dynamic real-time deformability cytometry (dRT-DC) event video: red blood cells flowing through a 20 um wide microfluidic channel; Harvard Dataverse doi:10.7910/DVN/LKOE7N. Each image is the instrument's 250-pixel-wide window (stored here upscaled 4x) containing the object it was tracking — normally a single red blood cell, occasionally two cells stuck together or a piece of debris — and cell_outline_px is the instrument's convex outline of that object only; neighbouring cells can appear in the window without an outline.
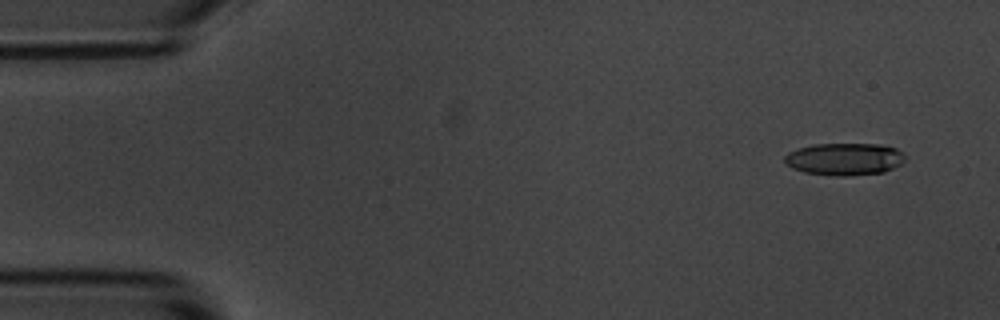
{"species": "common noctule bat (a hibernating species)", "species_latin": "Nyctalus noctula", "temperature_condition": "room temperature", "stored_images_in_passage": 5, "camera_frame_rate_fps": 3000, "um_per_image_px": 0.085, "animal": {"sex": "male", "body_mass_g": 20.1, "forearm_length_mm": 53.5}, "frame": {"image": 1, "passage_image": 1, "time_ms": 0.0, "image_size_px": [1000, 320], "cell_outline_px": [[904, 160], [900, 164], [884, 172], [848, 176], [836, 176], [804, 172], [792, 168], [784, 160], [784, 156], [788, 152], [796, 148], [812, 144], [880, 144], [896, 148], [904, 152]], "centroid_in_image_um": [71.77, 13.51], "position_along_channel_um": 13.2, "area_um2": 22.77}}
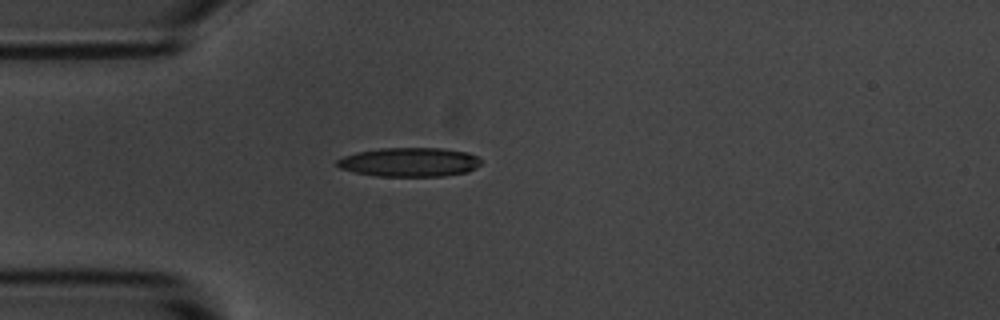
{"frame": {"image": 2, "passage_image": 4, "time_ms": 3.667, "image_size_px": [1000, 320], "cell_outline_px": [[480, 164], [476, 168], [468, 172], [444, 176], [376, 176], [356, 172], [340, 168], [336, 164], [336, 160], [344, 156], [356, 152], [380, 148], [440, 148], [468, 152], [480, 156]], "centroid_in_image_um": [34.84, 13.78], "position_along_channel_um": 50.2, "area_um2": 24.51}}